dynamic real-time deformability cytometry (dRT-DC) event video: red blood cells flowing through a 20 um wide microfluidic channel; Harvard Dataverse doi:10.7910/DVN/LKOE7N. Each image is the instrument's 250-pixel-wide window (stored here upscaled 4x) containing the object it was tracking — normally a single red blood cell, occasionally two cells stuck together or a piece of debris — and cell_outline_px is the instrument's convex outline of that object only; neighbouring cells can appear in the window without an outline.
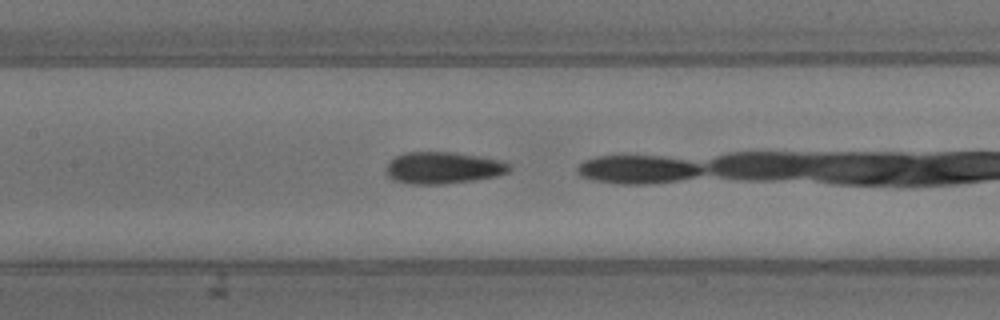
{"species": "common noctule bat (a hibernating species)", "species_latin": "Nyctalus noctula", "temperature_condition": "warm", "stored_images_in_passage": 27, "camera_frame_rate_fps": 3000, "um_per_image_px": 0.085, "animal": {"sex": "male", "body_mass_g": 13.3}, "frame": {"image": 1, "passage_image": 15, "time_ms": 4.667, "image_size_px": [1000, 320], "cell_outline_px": [[512, 168], [508, 172], [496, 176], [472, 180], [444, 184], [416, 184], [396, 180], [388, 176], [384, 172], [384, 168], [388, 160], [404, 152], [452, 152], [480, 156], [504, 160], [512, 164]], "centroid_in_image_um": [37.67, 14.25], "position_along_channel_um": 169.7, "area_um2": 23.12}}
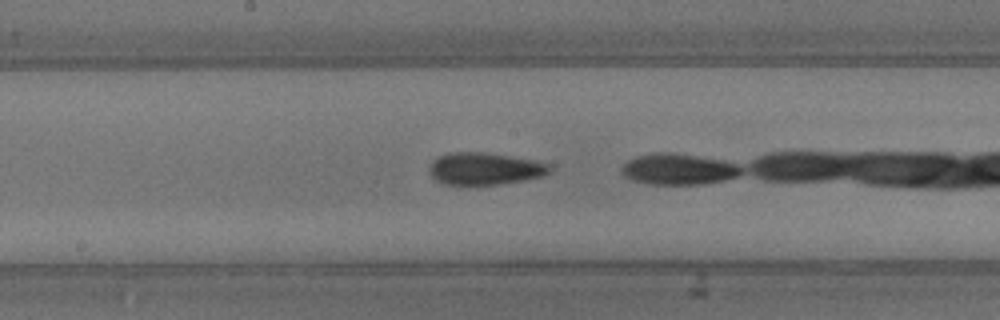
{"frame": {"image": 2, "passage_image": 17, "time_ms": 5.333, "image_size_px": [1000, 320], "cell_outline_px": [[552, 168], [544, 176], [524, 180], [500, 184], [444, 184], [436, 180], [432, 176], [428, 168], [432, 160], [440, 156], [452, 152], [484, 152], [536, 160], [548, 164]], "centroid_in_image_um": [41.21, 14.33], "position_along_channel_um": 207.0, "area_um2": 22.48}}